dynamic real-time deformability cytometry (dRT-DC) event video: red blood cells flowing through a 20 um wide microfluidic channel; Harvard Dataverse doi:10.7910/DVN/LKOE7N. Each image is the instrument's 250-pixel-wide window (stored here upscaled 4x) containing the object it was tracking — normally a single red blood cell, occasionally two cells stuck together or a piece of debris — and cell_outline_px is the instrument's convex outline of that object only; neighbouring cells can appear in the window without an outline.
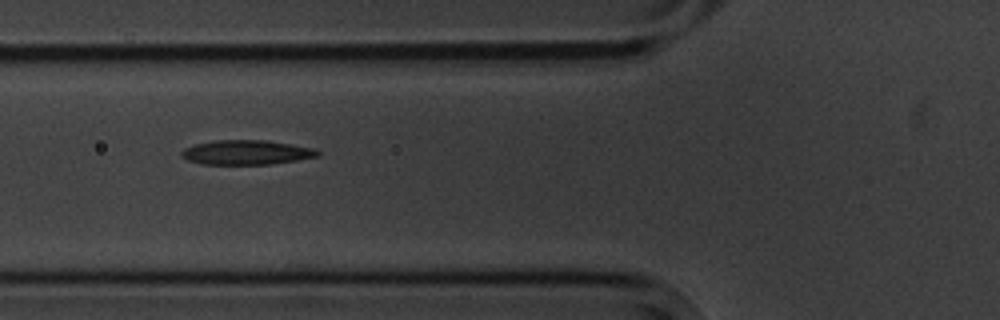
{"species": "common noctule bat (a hibernating species)", "species_latin": "Nyctalus noctula", "temperature_condition": "cold", "stored_images_in_passage": 12, "camera_frame_rate_fps": 3000, "um_per_image_px": 0.085, "animal": {"sex": "male", "body_mass_g": 20.1, "forearm_length_mm": 53.5}, "frame": {"image": 1, "passage_image": 3, "time_ms": 2.333, "image_size_px": [1000, 320], "cell_outline_px": [[320, 156], [296, 160], [268, 164], [200, 164], [188, 160], [180, 156], [180, 152], [184, 148], [196, 144], [212, 140], [264, 140], [312, 148], [320, 152]], "centroid_in_image_um": [20.88, 12.95], "position_along_channel_um": 104.9, "area_um2": 19.31}}
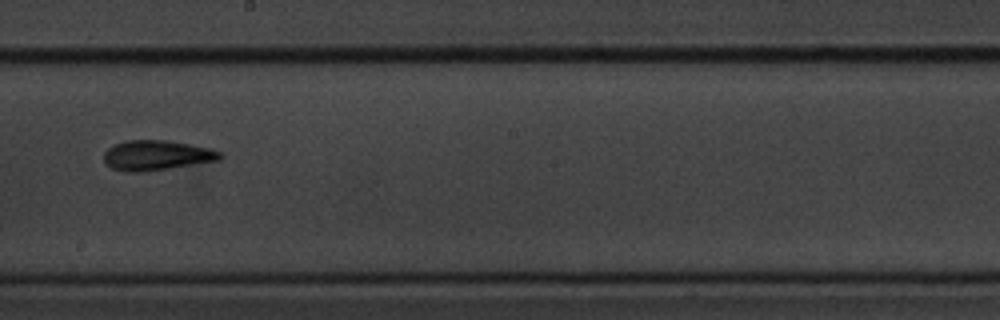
{"frame": {"image": 2, "passage_image": 6, "time_ms": 6.0, "image_size_px": [1000, 320], "cell_outline_px": [[224, 156], [220, 160], [144, 172], [124, 172], [112, 168], [104, 164], [104, 152], [112, 144], [124, 140], [168, 140], [212, 148], [220, 152]], "centroid_in_image_um": [13.29, 13.2], "position_along_channel_um": 234.9, "area_um2": 20.63}}
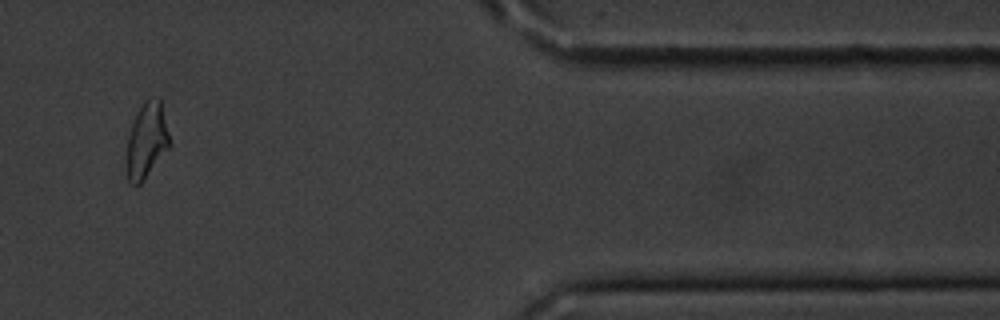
{"frame": {"image": 3, "passage_image": 10, "time_ms": 11.667, "image_size_px": [1000, 320], "cell_outline_px": [[172, 144], [144, 180], [140, 184], [132, 184], [128, 180], [124, 168], [124, 160], [128, 132], [144, 100], [160, 100]], "centroid_in_image_um": [12.42, 12.04], "position_along_channel_um": 399.0, "area_um2": 19.19}, "authors_computed_cell_mechanics": {"area_um2": 19.2474, "velocity_mm_per_s": 3.5325, "shape_relaxation_time_tau1_ms": 2.7679, "shape_relaxation_time_tau2_ms": 3.7519, "deformation_change_tau1": 0.1171, "deformation_change_tau2": 0.0978}}